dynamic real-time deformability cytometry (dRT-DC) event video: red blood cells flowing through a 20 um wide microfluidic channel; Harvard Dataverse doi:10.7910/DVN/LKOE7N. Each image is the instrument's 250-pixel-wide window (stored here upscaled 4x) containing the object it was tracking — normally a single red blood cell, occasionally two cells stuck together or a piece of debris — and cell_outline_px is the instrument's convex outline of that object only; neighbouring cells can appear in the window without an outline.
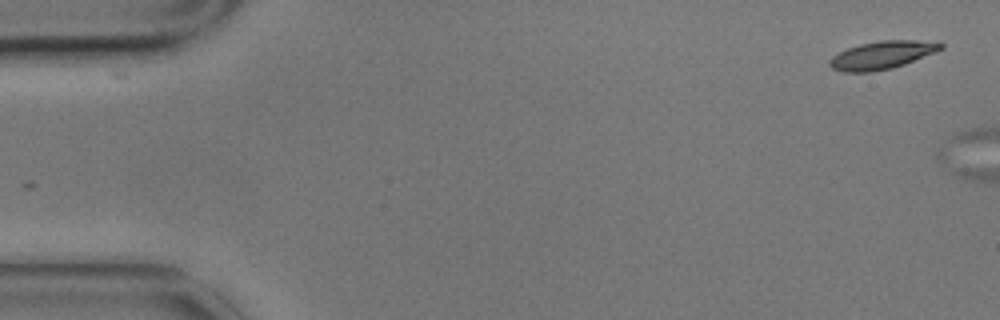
{"species": "common noctule bat (a hibernating species)", "species_latin": "Nyctalus noctula", "temperature_condition": "cold", "stored_images_in_passage": 6, "segment_of_instrument_passage": [2, 2], "camera_frame_rate_fps": 3000, "um_per_image_px": 0.085, "animal": {"sex": "male", "body_mass_g": 17.9}, "frame": {"image": 1, "passage_image": 6, "time_ms": 1.667, "image_size_px": [1000, 320], "cell_outline_px": [[944, 48], [936, 52], [904, 64], [892, 68], [872, 72], [844, 72], [832, 68], [828, 64], [828, 60], [832, 56], [848, 48], [860, 44], [880, 40], [916, 40], [944, 44]], "centroid_in_image_um": [74.95, 4.69], "position_along_channel_um": 10.1, "area_um2": 18.03}}